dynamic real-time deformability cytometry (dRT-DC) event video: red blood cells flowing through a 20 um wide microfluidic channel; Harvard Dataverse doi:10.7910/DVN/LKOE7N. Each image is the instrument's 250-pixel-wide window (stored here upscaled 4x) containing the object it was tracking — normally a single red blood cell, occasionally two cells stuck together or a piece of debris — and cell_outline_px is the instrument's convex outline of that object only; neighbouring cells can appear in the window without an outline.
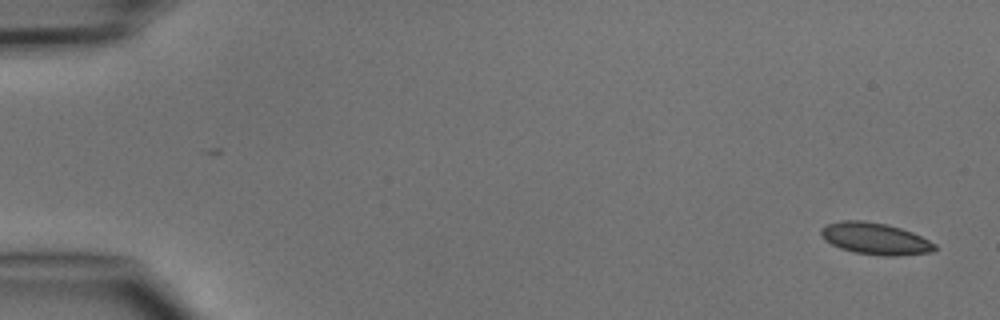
{"species": "common noctule bat (a hibernating species)", "species_latin": "Nyctalus noctula", "temperature_condition": "cold", "stored_images_in_passage": 5, "camera_frame_rate_fps": 3000, "um_per_image_px": 0.085, "animal": {"sex": "male", "body_mass_g": 15.6}, "frame": {"image": 1, "passage_image": 1, "time_ms": 0.0, "image_size_px": [1000, 320], "cell_outline_px": [[936, 248], [932, 252], [896, 256], [880, 256], [856, 252], [840, 248], [824, 240], [820, 236], [820, 228], [828, 224], [840, 220], [864, 220], [888, 224], [912, 232], [936, 244]], "centroid_in_image_um": [74.36, 20.28], "position_along_channel_um": 10.6, "area_um2": 21.15}}
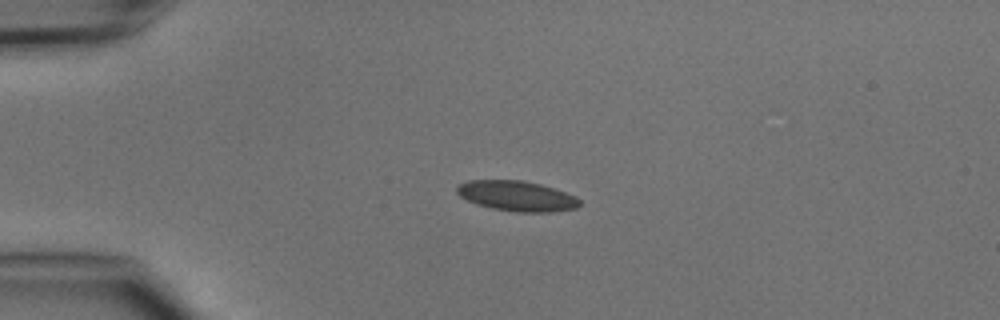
{"frame": {"image": 2, "passage_image": 4, "time_ms": 3.333, "image_size_px": [1000, 320], "cell_outline_px": [[580, 204], [576, 208], [548, 212], [516, 212], [492, 208], [476, 204], [460, 196], [456, 192], [456, 188], [460, 184], [468, 180], [524, 180], [540, 184], [576, 196], [580, 200]], "centroid_in_image_um": [43.91, 16.65], "position_along_channel_um": 41.1, "area_um2": 21.5}}